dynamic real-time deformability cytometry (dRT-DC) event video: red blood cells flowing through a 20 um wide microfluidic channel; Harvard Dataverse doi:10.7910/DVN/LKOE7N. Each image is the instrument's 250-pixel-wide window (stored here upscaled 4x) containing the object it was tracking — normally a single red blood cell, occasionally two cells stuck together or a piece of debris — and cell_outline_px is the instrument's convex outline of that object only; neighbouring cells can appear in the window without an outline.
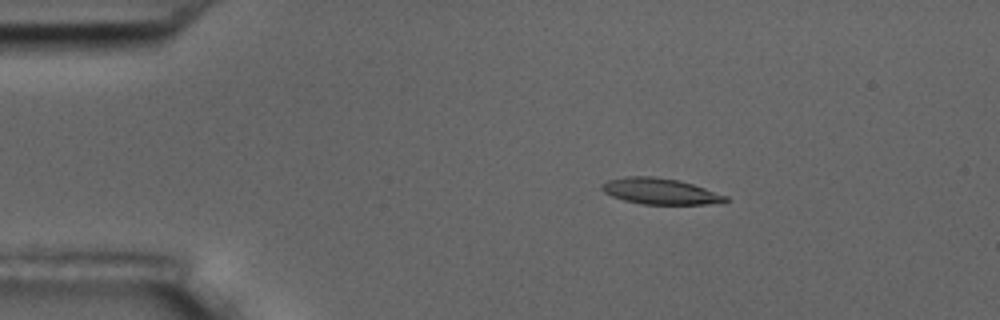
{"species": "common noctule bat (a hibernating species)", "species_latin": "Nyctalus noctula", "temperature_condition": "room temperature", "stored_images_in_passage": 4, "camera_frame_rate_fps": 3000, "um_per_image_px": 0.085, "animal": {"sex": "male", "body_mass_g": 17.5, "forearm_length_mm": 52.3}, "frame": {"image": 1, "passage_image": 3, "time_ms": 2.0, "image_size_px": [1000, 320], "cell_outline_px": [[728, 200], [724, 204], [640, 204], [624, 200], [612, 196], [604, 192], [600, 188], [600, 184], [608, 180], [624, 176], [656, 176], [680, 180], [728, 196]], "centroid_in_image_um": [56.12, 16.25], "position_along_channel_um": 28.9, "area_um2": 19.02}}